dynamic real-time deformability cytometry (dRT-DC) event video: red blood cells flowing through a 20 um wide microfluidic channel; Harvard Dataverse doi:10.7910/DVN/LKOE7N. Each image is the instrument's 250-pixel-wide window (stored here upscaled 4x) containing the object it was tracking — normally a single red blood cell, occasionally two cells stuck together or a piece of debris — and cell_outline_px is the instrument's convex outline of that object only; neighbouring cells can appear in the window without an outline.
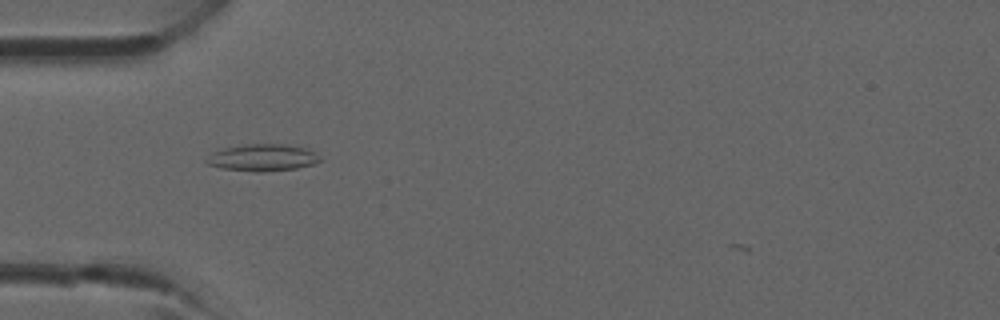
{"species": "common noctule bat (a hibernating species)", "species_latin": "Nyctalus noctula", "temperature_condition": "room temperature", "stored_images_in_passage": 29, "camera_frame_rate_fps": 3000, "um_per_image_px": 0.085, "animal": {"sex": "male", "forearm_length_mm": 52.5}, "frame": {"image": 1, "passage_image": 1, "time_ms": 0.0, "image_size_px": [1000, 320], "cell_outline_px": [[324, 160], [312, 164], [296, 168], [264, 172], [256, 172], [220, 168], [208, 164], [204, 160], [212, 152], [224, 148], [244, 144], [280, 144], [304, 148], [316, 152]], "centroid_in_image_um": [22.31, 13.4], "position_along_channel_um": 62.7, "area_um2": 17.86}}
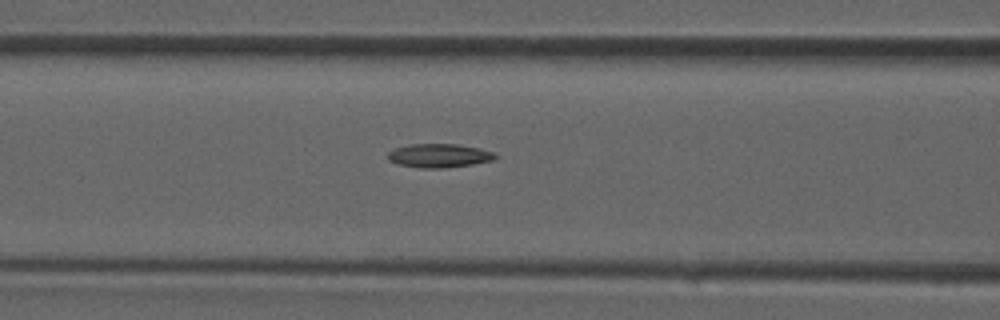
{"frame": {"image": 2, "passage_image": 5, "time_ms": 1.333, "image_size_px": [1000, 320], "cell_outline_px": [[496, 156], [492, 160], [472, 164], [444, 168], [416, 168], [400, 164], [388, 160], [388, 152], [396, 148], [408, 144], [456, 144], [480, 148], [492, 152]], "centroid_in_image_um": [37.29, 13.23], "position_along_channel_um": 129.3, "area_um2": 14.74}}
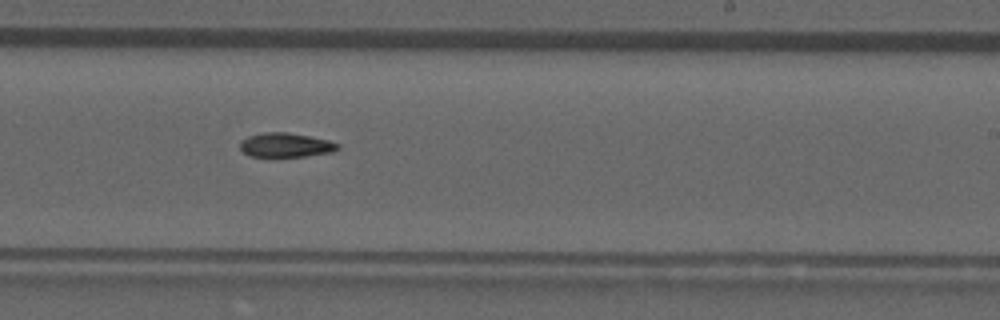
{"frame": {"image": 3, "passage_image": 13, "time_ms": 4.0, "image_size_px": [1000, 320], "cell_outline_px": [[340, 148], [332, 152], [304, 156], [248, 156], [240, 148], [240, 140], [248, 136], [264, 132], [288, 132], [328, 140], [340, 144]], "centroid_in_image_um": [24.27, 12.32], "position_along_channel_um": 264.7, "area_um2": 13.76}}